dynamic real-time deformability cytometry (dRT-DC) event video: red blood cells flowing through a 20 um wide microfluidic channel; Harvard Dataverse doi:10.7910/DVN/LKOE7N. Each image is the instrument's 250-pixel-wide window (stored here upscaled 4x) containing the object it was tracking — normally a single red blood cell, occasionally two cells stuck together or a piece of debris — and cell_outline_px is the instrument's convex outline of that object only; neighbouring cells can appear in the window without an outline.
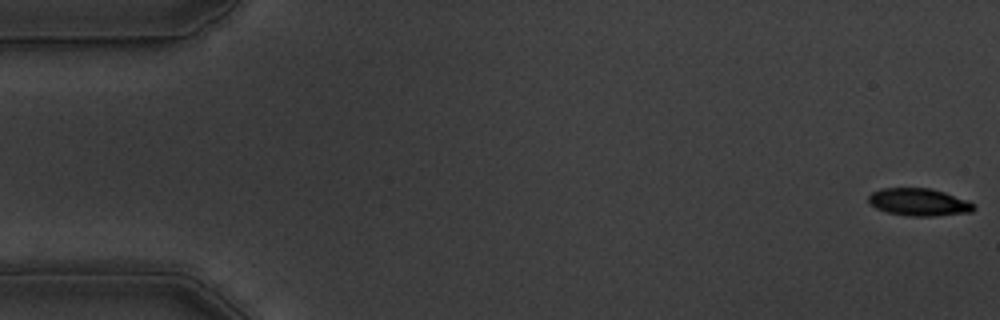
{"species": "common noctule bat (a hibernating species)", "species_latin": "Nyctalus noctula", "temperature_condition": "warm", "stored_images_in_passage": 57, "camera_frame_rate_fps": 3000, "um_per_image_px": 0.085, "animal": {"sex": "male", "body_mass_g": 19.5, "forearm_length_mm": 54.6}, "frame": {"image": 1, "passage_image": 1, "time_ms": 0.0, "image_size_px": [1000, 320], "cell_outline_px": [[976, 208], [972, 212], [936, 216], [908, 216], [888, 212], [876, 208], [868, 204], [868, 196], [872, 192], [880, 188], [932, 188], [968, 200], [976, 204]], "centroid_in_image_um": [78.12, 17.18], "position_along_channel_um": 6.9, "area_um2": 17.11}}
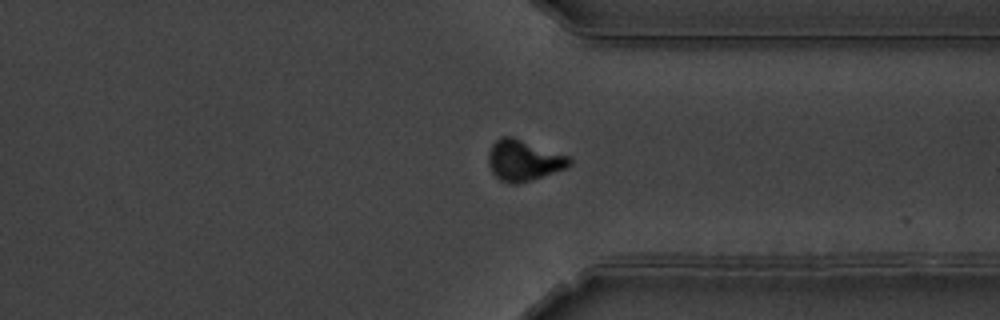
{"frame": {"image": 2, "passage_image": 43, "time_ms": 14.0, "image_size_px": [1000, 320], "cell_outline_px": [[572, 164], [568, 168], [520, 184], [508, 184], [500, 180], [492, 172], [488, 164], [488, 152], [492, 144], [500, 136], [512, 136], [572, 156]], "centroid_in_image_um": [44.55, 13.63], "position_along_channel_um": 366.9, "area_um2": 19.88}}
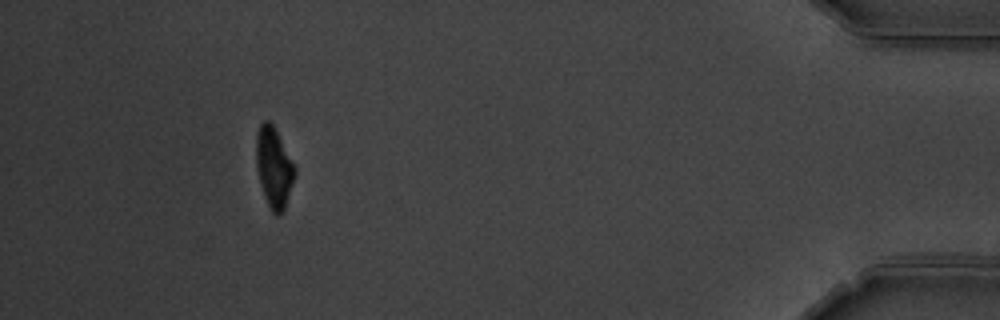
{"frame": {"image": 3, "passage_image": 52, "time_ms": 17.0, "image_size_px": [1000, 320], "cell_outline_px": [[296, 172], [284, 212], [280, 216], [276, 216], [272, 212], [264, 196], [260, 184], [256, 164], [256, 132], [260, 124], [264, 120], [268, 120], [276, 128], [296, 168]], "centroid_in_image_um": [23.28, 14.23], "position_along_channel_um": 411.9, "area_um2": 18.32}, "authors_computed_cell_mechanics": {"area_um2": 18.5538, "velocity_mm_per_s": 3.5632, "shape_relaxation_time_tau1_ms": 3.9825, "shape_relaxation_time_tau2_ms": 2.53, "deformation_change_tau1": 0.1705, "deformation_change_tau2": 0.0811}}